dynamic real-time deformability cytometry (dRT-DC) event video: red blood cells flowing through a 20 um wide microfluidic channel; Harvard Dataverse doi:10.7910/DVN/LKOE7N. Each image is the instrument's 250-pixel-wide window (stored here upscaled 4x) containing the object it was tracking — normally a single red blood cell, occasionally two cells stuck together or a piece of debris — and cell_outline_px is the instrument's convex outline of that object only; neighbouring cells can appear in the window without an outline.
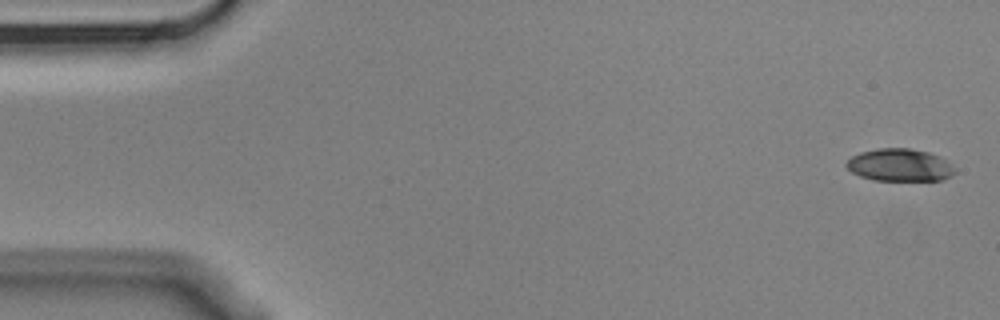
{"species": "Egyptian fruit bat (a non-hibernating species)", "species_latin": "Rousettus aegyptiacus", "temperature_condition": "cold", "stored_images_in_passage": 4, "camera_frame_rate_fps": 3000, "um_per_image_px": 0.085, "animal": {"sex": "male"}, "frame": {"image": 1, "passage_image": 1, "time_ms": 0.0, "image_size_px": [1000, 320], "cell_outline_px": [[956, 172], [952, 176], [940, 180], [872, 180], [860, 176], [852, 172], [844, 164], [852, 156], [860, 152], [876, 148], [908, 148], [928, 152], [944, 160], [956, 168]], "centroid_in_image_um": [76.46, 14.03], "position_along_channel_um": 8.5, "area_um2": 20.46}}
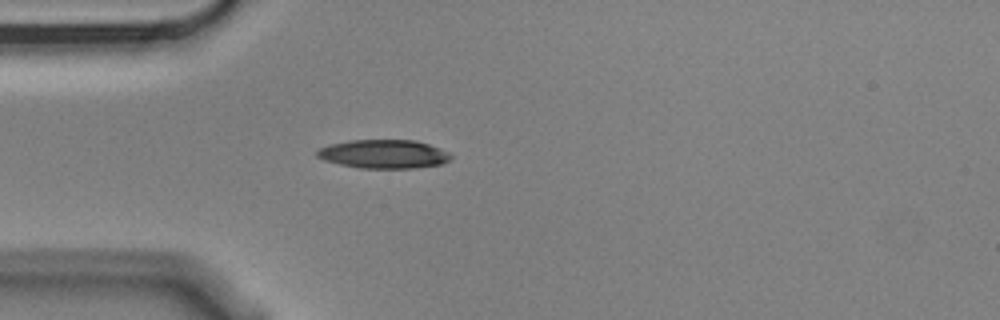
{"frame": {"image": 2, "passage_image": 4, "time_ms": 1.0, "image_size_px": [1000, 320], "cell_outline_px": [[452, 156], [448, 160], [440, 164], [412, 168], [360, 168], [340, 164], [324, 160], [316, 156], [316, 152], [320, 148], [332, 144], [348, 140], [416, 140], [440, 148], [448, 152]], "centroid_in_image_um": [32.61, 13.09], "position_along_channel_um": 52.4, "area_um2": 22.2}}